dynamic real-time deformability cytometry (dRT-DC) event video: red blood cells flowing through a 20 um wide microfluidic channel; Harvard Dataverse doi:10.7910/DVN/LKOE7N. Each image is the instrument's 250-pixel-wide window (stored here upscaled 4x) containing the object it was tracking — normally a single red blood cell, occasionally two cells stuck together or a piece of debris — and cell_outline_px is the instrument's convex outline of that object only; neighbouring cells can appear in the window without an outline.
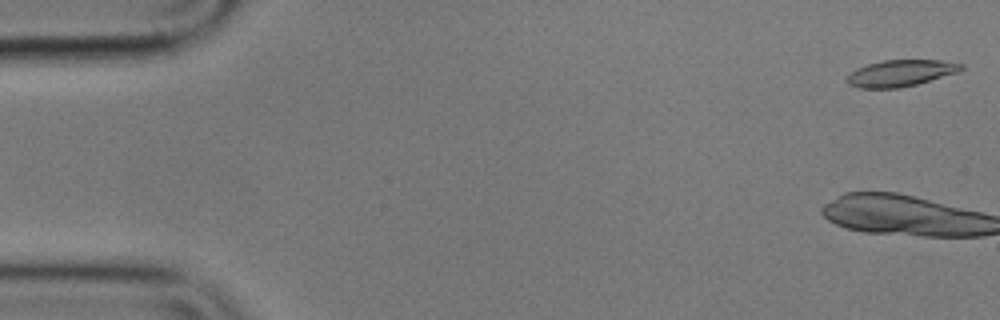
{"species": "common noctule bat (a hibernating species)", "species_latin": "Nyctalus noctula", "temperature_condition": "cold", "stored_images_in_passage": 15, "camera_frame_rate_fps": 3000, "um_per_image_px": 0.085, "animal": {"sex": "male", "body_mass_g": 17.9}, "frame": {"image": 1, "passage_image": 1, "time_ms": 0.0, "image_size_px": [1000, 320], "cell_outline_px": [[964, 68], [960, 72], [916, 84], [900, 88], [860, 88], [848, 84], [844, 80], [856, 68], [868, 64], [884, 60], [940, 60], [964, 64]], "centroid_in_image_um": [76.57, 6.22], "position_along_channel_um": 8.4, "area_um2": 17.69}}